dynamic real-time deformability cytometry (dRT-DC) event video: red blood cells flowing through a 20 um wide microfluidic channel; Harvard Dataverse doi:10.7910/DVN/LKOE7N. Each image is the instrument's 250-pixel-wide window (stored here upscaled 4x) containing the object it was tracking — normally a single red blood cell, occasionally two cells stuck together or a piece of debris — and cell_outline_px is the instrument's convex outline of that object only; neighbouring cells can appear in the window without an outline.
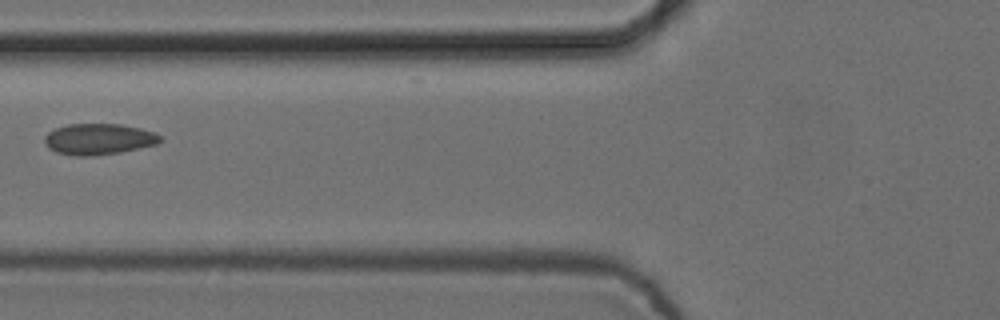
{"species": "common noctule bat (a hibernating species)", "species_latin": "Nyctalus noctula", "temperature_condition": "cold", "stored_images_in_passage": 3, "camera_frame_rate_fps": 3000, "um_per_image_px": 0.085, "animal": {"sex": "female", "body_mass_g": 24.6, "forearm_length_mm": 56.2}, "frame": {"image": 1, "passage_image": 3, "time_ms": 0.667, "image_size_px": [1000, 320], "cell_outline_px": [[164, 140], [156, 144], [120, 152], [92, 156], [76, 156], [56, 152], [48, 148], [44, 140], [44, 136], [48, 132], [56, 128], [68, 124], [120, 124], [140, 128], [156, 132]], "centroid_in_image_um": [8.39, 11.82], "position_along_channel_um": 117.4, "area_um2": 20.98}}